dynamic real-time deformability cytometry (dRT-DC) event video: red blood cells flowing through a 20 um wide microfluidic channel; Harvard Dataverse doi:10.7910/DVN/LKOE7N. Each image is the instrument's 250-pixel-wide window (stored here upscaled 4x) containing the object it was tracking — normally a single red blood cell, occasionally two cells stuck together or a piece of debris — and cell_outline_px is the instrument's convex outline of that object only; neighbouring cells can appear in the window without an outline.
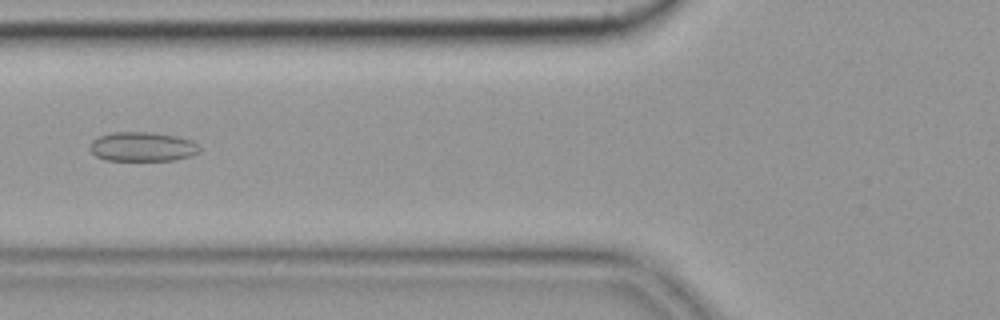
{"species": "common noctule bat (a hibernating species)", "species_latin": "Nyctalus noctula", "temperature_condition": "cold", "stored_images_in_passage": 3, "camera_frame_rate_fps": 3000, "um_per_image_px": 0.085, "animal": {"sex": "female", "body_mass_g": 19.9}, "frame": {"image": 1, "passage_image": 3, "time_ms": 0.667, "image_size_px": [1000, 320], "cell_outline_px": [[200, 152], [188, 156], [172, 160], [104, 160], [96, 156], [88, 148], [92, 140], [100, 136], [112, 132], [152, 132], [176, 136], [192, 140], [200, 148]], "centroid_in_image_um": [12.08, 12.46], "position_along_channel_um": 113.7, "area_um2": 18.73}}